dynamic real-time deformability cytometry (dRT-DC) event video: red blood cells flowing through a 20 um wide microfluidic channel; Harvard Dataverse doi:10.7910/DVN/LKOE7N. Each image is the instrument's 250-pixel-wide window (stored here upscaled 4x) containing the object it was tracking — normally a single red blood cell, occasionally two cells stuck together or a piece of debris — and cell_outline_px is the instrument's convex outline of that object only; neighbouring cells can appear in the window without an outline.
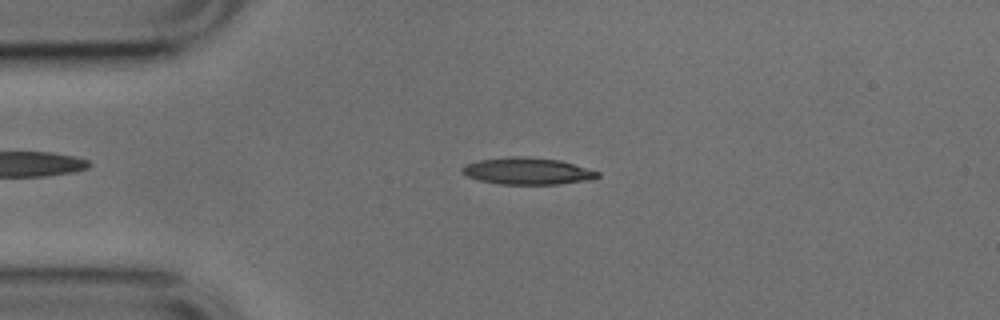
{"species": "common noctule bat (a hibernating species)", "species_latin": "Nyctalus noctula", "temperature_condition": "cold", "stored_images_in_passage": 51, "camera_frame_rate_fps": 3000, "um_per_image_px": 0.085, "animal": {"sex": "male", "body_mass_g": 17.9, "forearm_length_mm": 54.2}, "frame": {"image": 1, "passage_image": 11, "time_ms": 3.333, "image_size_px": [1000, 320], "cell_outline_px": [[600, 176], [592, 180], [556, 184], [500, 184], [480, 180], [468, 176], [460, 168], [464, 164], [476, 160], [508, 156], [524, 156], [560, 160], [600, 172]], "centroid_in_image_um": [44.83, 14.53], "position_along_channel_um": 40.2, "area_um2": 21.27}}
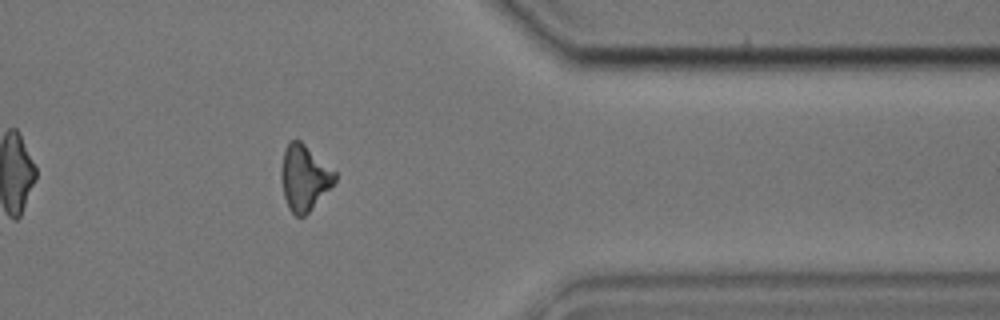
{"frame": {"image": 2, "passage_image": 41, "time_ms": 13.333, "image_size_px": [1000, 320], "cell_outline_px": [[336, 180], [312, 208], [304, 216], [296, 216], [288, 208], [284, 196], [280, 176], [280, 168], [284, 148], [292, 140], [300, 140], [336, 172]], "centroid_in_image_um": [25.83, 15.09], "position_along_channel_um": 385.6, "area_um2": 20.29}}
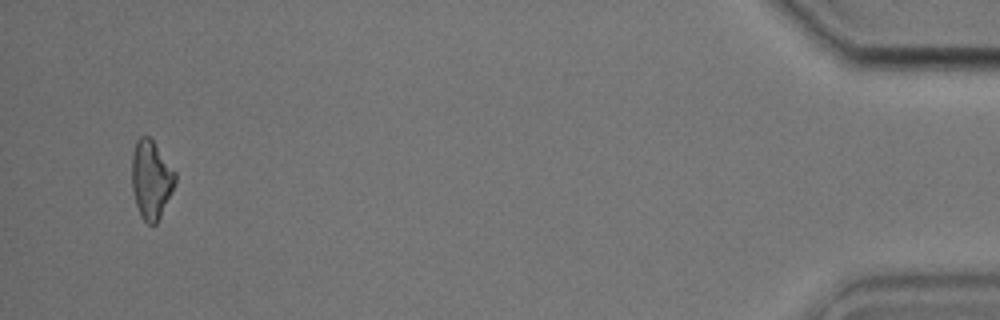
{"frame": {"image": 3, "passage_image": 49, "time_ms": 16.0, "image_size_px": [1000, 320], "cell_outline_px": [[176, 184], [156, 224], [148, 224], [140, 216], [136, 204], [132, 188], [132, 152], [136, 140], [140, 136], [148, 136], [152, 140], [176, 172]], "centroid_in_image_um": [12.84, 15.26], "position_along_channel_um": 422.4, "area_um2": 19.77}, "authors_computed_cell_mechanics": {"area_um2": 20.4034, "velocity_mm_per_s": 3.8376, "shape_relaxation_time_tau1_ms": null, "shape_relaxation_time_tau2_ms": 9.028, "deformation_change_tau1": null, "deformation_change_tau2": 0.2354}}